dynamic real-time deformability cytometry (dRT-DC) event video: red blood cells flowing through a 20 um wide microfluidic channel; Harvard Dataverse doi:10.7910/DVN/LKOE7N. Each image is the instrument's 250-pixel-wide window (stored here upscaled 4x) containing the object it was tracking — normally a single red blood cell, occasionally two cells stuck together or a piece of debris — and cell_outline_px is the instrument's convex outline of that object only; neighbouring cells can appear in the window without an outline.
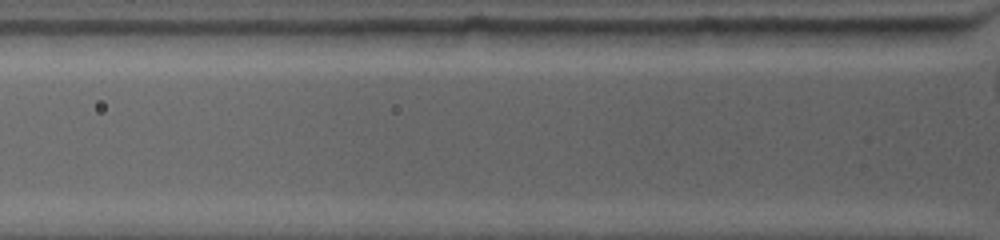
{"species": "common noctule bat (a hibernating species)", "species_latin": "Nyctalus noctula", "temperature_condition": "warm", "stored_images_in_passage": 2, "camera_frame_rate_fps": 4500, "um_per_image_px": 0.085, "animal": {"sex": "female", "body_mass_g": 19.0, "forearm_length_mm": 53.3}, "frame": {"image": 1, "passage_image": 2, "time_ms": 0.667, "image_size_px": [1000, 240], "cell_outline_px": [[956, 44], [840, 48], [820, 44], [816, 40], [808, 28], [956, 28]], "centroid_in_image_um": [75.09, 3.14], "position_along_channel_um": 50.7, "area_um2": 18.44}}